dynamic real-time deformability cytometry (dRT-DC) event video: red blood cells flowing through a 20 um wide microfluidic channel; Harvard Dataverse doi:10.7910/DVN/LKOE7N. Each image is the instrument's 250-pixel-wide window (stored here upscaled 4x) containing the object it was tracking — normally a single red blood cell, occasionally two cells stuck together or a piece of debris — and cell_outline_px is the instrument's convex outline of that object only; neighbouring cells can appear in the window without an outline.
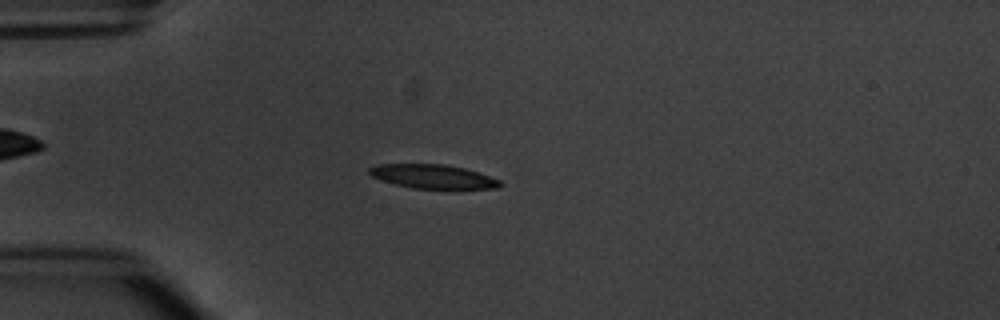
{"species": "common noctule bat (a hibernating species)", "species_latin": "Nyctalus noctula", "temperature_condition": "warm", "stored_images_in_passage": 4, "camera_frame_rate_fps": 3000, "um_per_image_px": 0.085, "animal": {"sex": "male", "body_mass_g": 20.1, "forearm_length_mm": 53.5}, "frame": {"image": 1, "passage_image": 4, "time_ms": 3.333, "image_size_px": [1000, 320], "cell_outline_px": [[504, 184], [496, 188], [412, 188], [396, 184], [372, 176], [368, 172], [368, 168], [376, 164], [444, 164], [464, 168], [500, 180]], "centroid_in_image_um": [36.78, 14.99], "position_along_channel_um": 48.2, "area_um2": 17.92}}